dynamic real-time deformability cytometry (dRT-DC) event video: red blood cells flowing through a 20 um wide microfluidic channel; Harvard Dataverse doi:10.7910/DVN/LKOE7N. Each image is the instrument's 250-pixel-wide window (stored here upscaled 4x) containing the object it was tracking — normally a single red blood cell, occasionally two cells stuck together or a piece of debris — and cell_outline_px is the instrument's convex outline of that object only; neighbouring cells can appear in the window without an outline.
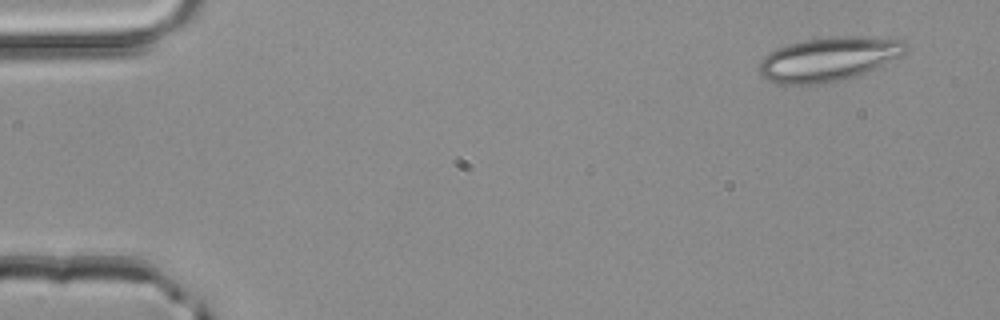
{"species": "common noctule bat (a hibernating species)", "species_latin": "Nyctalus noctula", "temperature_condition": "room temperature", "stored_images_in_passage": 3, "camera_frame_rate_fps": 3000, "um_per_image_px": 0.085, "animal": {"sex": "male", "body_mass_g": 20.4}, "frame": {"image": 1, "passage_image": 1, "time_ms": 0.0, "image_size_px": [1000, 320], "cell_outline_px": [[908, 48], [904, 56], [856, 76], [840, 80], [820, 84], [776, 84], [764, 76], [760, 72], [760, 60], [768, 52], [776, 48], [788, 44], [804, 40], [836, 36], [852, 36], [904, 40], [908, 44]], "centroid_in_image_um": [70.47, 5.02], "position_along_channel_um": 14.5, "area_um2": 37.63}}